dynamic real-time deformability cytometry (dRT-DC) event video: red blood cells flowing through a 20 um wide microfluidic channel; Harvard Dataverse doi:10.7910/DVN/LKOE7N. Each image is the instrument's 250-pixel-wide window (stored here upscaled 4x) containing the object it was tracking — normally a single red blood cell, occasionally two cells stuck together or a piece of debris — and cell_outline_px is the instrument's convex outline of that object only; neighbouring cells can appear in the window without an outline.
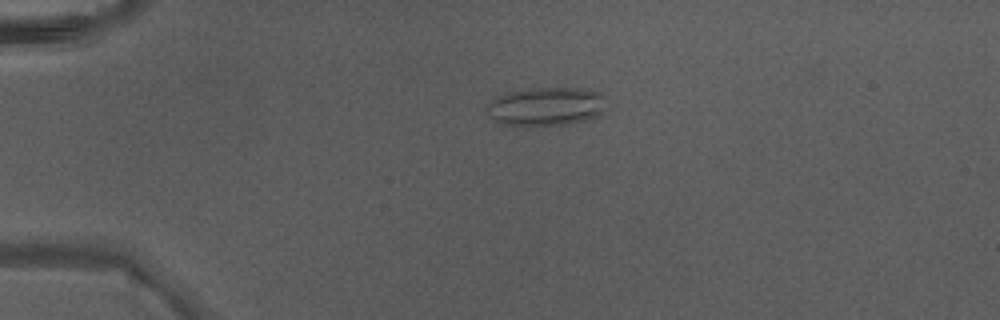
{"species": "Egyptian fruit bat (a non-hibernating species)", "species_latin": "Rousettus aegyptiacus", "temperature_condition": "warm", "stored_images_in_passage": 5, "camera_frame_rate_fps": 3000, "um_per_image_px": 0.085, "animal": {"sex": "male"}, "frame": {"image": 1, "passage_image": 4, "time_ms": 1.0, "image_size_px": [1000, 320], "cell_outline_px": [[600, 116], [568, 124], [500, 124], [492, 120], [484, 108], [496, 96], [508, 92], [532, 88], [580, 88], [600, 92]], "centroid_in_image_um": [46.31, 9.04], "position_along_channel_um": 38.7, "area_um2": 26.18}}